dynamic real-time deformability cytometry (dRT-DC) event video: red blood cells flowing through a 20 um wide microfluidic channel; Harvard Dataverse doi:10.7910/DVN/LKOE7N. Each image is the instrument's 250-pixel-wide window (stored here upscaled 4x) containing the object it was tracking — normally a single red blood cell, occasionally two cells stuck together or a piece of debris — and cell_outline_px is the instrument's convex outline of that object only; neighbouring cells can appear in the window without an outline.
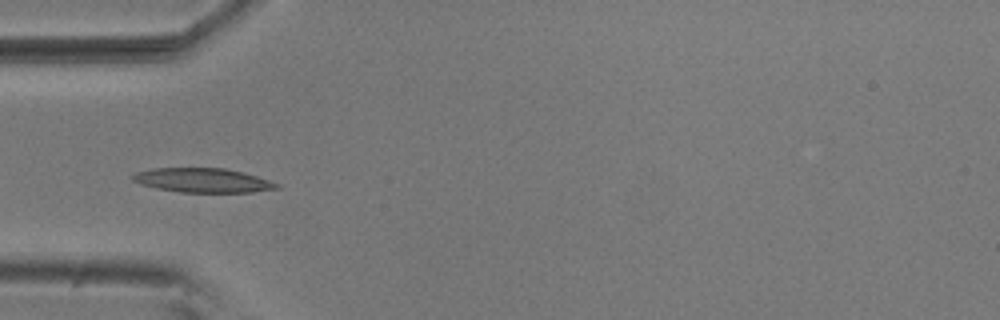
{"species": "common noctule bat (a hibernating species)", "species_latin": "Nyctalus noctula", "temperature_condition": "room temperature", "stored_images_in_passage": 5, "camera_frame_rate_fps": 3000, "um_per_image_px": 0.085, "animal": {"sex": "male", "body_mass_g": 20.5, "forearm_length_mm": 52.5}, "frame": {"image": 1, "passage_image": 5, "time_ms": 1.333, "image_size_px": [1000, 320], "cell_outline_px": [[280, 188], [252, 192], [180, 192], [156, 188], [140, 184], [132, 180], [132, 176], [136, 172], [152, 168], [224, 168], [244, 172], [280, 184]], "centroid_in_image_um": [17.23, 15.32], "position_along_channel_um": 67.8, "area_um2": 20.35}}